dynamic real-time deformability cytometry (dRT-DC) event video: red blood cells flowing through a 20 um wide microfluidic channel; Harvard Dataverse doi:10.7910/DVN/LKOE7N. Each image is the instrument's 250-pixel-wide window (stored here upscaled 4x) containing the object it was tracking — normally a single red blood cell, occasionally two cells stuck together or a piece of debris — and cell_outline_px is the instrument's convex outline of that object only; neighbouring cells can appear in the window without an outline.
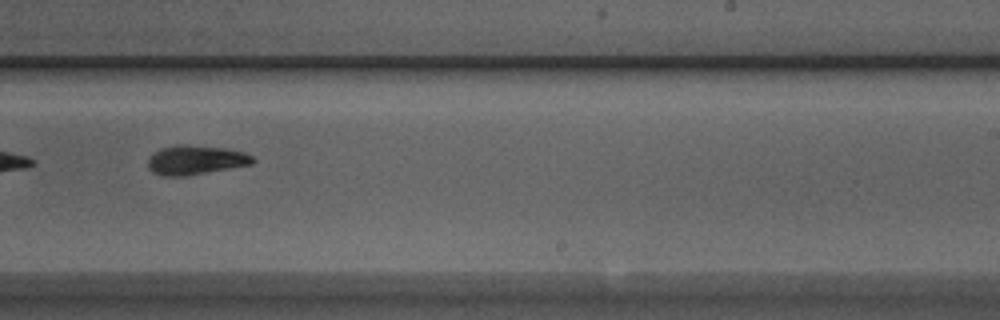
{"species": "Egyptian fruit bat (a non-hibernating species)", "species_latin": "Rousettus aegyptiacus", "temperature_condition": "room temperature", "stored_images_in_passage": 20, "camera_frame_rate_fps": 3000, "um_per_image_px": 0.085, "animal": {"sex": "male"}, "frame": {"image": 1, "passage_image": 17, "time_ms": 5.333, "image_size_px": [1000, 320], "cell_outline_px": [[256, 160], [252, 164], [180, 176], [164, 176], [152, 172], [148, 168], [148, 160], [160, 148], [176, 144], [188, 144], [228, 148], [244, 152], [252, 156]], "centroid_in_image_um": [16.63, 13.57], "position_along_channel_um": 272.4, "area_um2": 17.74}}